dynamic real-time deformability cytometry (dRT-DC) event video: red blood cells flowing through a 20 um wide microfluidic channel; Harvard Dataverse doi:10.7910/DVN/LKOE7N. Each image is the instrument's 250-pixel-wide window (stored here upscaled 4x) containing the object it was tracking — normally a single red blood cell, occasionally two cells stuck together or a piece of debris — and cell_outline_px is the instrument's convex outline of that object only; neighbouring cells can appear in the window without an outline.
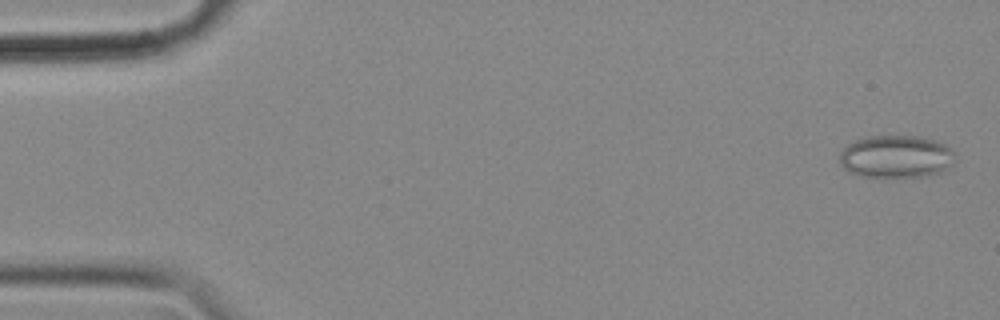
{"species": "common noctule bat (a hibernating species)", "species_latin": "Nyctalus noctula", "temperature_condition": "cold", "stored_images_in_passage": 54, "camera_frame_rate_fps": 3000, "um_per_image_px": 0.085, "animal": {"sex": "female", "body_mass_g": 18.4}, "frame": {"image": 1, "passage_image": 2, "time_ms": 0.333, "image_size_px": [1000, 320], "cell_outline_px": [[956, 156], [952, 164], [948, 168], [940, 172], [920, 176], [864, 176], [848, 172], [840, 164], [840, 152], [848, 144], [856, 140], [868, 136], [920, 136], [936, 140], [952, 148], [956, 152]], "centroid_in_image_um": [76.2, 13.29], "position_along_channel_um": 8.8, "area_um2": 28.67}}
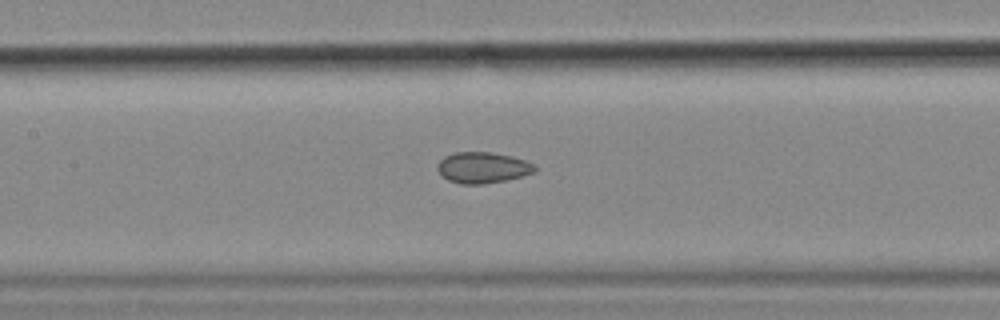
{"frame": {"image": 2, "passage_image": 26, "time_ms": 8.333, "image_size_px": [1000, 320], "cell_outline_px": [[536, 168], [532, 172], [520, 176], [504, 180], [480, 184], [460, 184], [448, 180], [436, 168], [440, 160], [444, 156], [456, 152], [492, 152], [512, 156], [536, 164]], "centroid_in_image_um": [41.01, 14.23], "position_along_channel_um": 166.4, "area_um2": 17.4}}
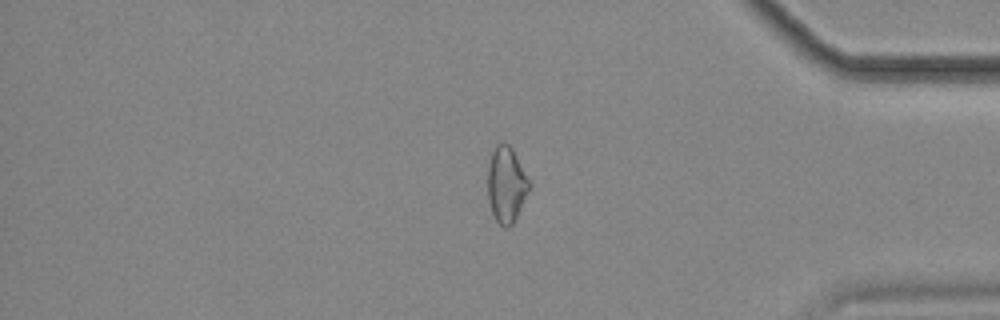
{"frame": {"image": 3, "passage_image": 47, "time_ms": 15.333, "image_size_px": [1000, 320], "cell_outline_px": [[532, 184], [512, 224], [508, 228], [504, 228], [496, 220], [492, 212], [488, 200], [488, 164], [492, 152], [496, 144], [508, 144], [512, 148]], "centroid_in_image_um": [43.04, 15.69], "position_along_channel_um": 392.2, "area_um2": 18.21}, "authors_computed_cell_mechanics": {"area_um2": 18.5538, "velocity_mm_per_s": 3.5836, "shape_relaxation_time_tau1_ms": null, "shape_relaxation_time_tau2_ms": 2.5617, "deformation_change_tau1": null, "deformation_change_tau2": 0.0688}}